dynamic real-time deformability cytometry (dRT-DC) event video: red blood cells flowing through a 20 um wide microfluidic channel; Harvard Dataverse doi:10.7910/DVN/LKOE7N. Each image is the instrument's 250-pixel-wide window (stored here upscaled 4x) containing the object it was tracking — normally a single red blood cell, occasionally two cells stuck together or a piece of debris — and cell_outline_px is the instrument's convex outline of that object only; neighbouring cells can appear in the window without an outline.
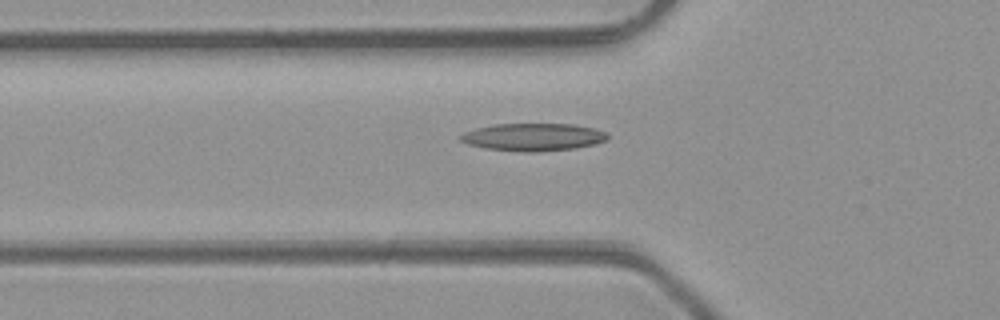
{"species": "common noctule bat (a hibernating species)", "species_latin": "Nyctalus noctula", "temperature_condition": "room temperature", "stored_images_in_passage": 44, "camera_frame_rate_fps": 3000, "um_per_image_px": 0.085, "animal": {"sex": "male", "body_mass_g": 23.1, "forearm_length_mm": 52.7}, "frame": {"image": 1, "passage_image": 14, "time_ms": 4.333, "image_size_px": [1000, 320], "cell_outline_px": [[608, 140], [596, 144], [576, 148], [540, 152], [524, 152], [484, 148], [468, 144], [460, 140], [460, 136], [464, 132], [476, 128], [492, 124], [572, 124], [592, 128], [604, 132], [608, 136]], "centroid_in_image_um": [45.31, 11.66], "position_along_channel_um": 80.5, "area_um2": 23.7}}
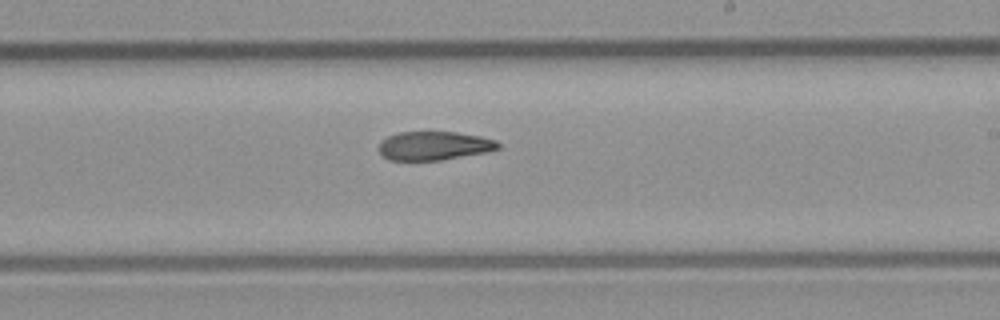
{"frame": {"image": 2, "passage_image": 26, "time_ms": 8.333, "image_size_px": [1000, 320], "cell_outline_px": [[500, 148], [488, 152], [440, 160], [388, 160], [380, 152], [380, 140], [388, 136], [400, 132], [456, 132], [480, 136], [496, 140], [500, 144]], "centroid_in_image_um": [36.92, 12.39], "position_along_channel_um": 252.1, "area_um2": 19.94}}
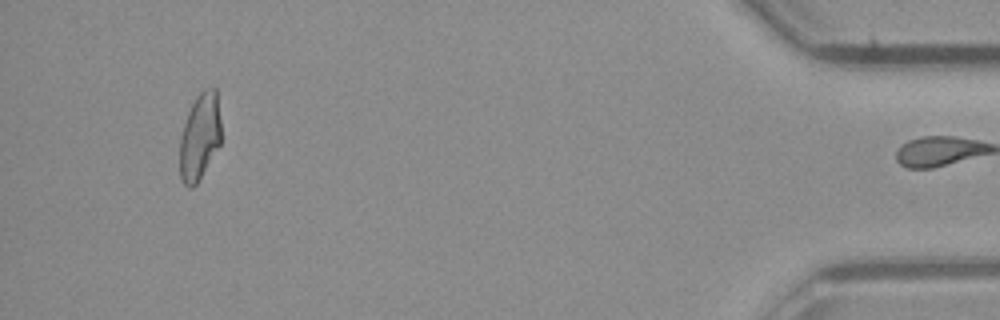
{"frame": {"image": 3, "passage_image": 43, "time_ms": 14.0, "image_size_px": [1000, 320], "cell_outline_px": [[220, 144], [196, 184], [192, 188], [188, 188], [184, 184], [180, 176], [180, 136], [188, 112], [196, 96], [204, 88], [216, 88], [220, 120]], "centroid_in_image_um": [16.97, 11.61], "position_along_channel_um": 418.2, "area_um2": 20.69}, "authors_computed_cell_mechanics": {"area_um2": 21.7617, "velocity_mm_per_s": 4.2552, "shape_relaxation_time_tau1_ms": null, "shape_relaxation_time_tau2_ms": 4.7955, "deformation_change_tau1": null, "deformation_change_tau2": 0.139}}